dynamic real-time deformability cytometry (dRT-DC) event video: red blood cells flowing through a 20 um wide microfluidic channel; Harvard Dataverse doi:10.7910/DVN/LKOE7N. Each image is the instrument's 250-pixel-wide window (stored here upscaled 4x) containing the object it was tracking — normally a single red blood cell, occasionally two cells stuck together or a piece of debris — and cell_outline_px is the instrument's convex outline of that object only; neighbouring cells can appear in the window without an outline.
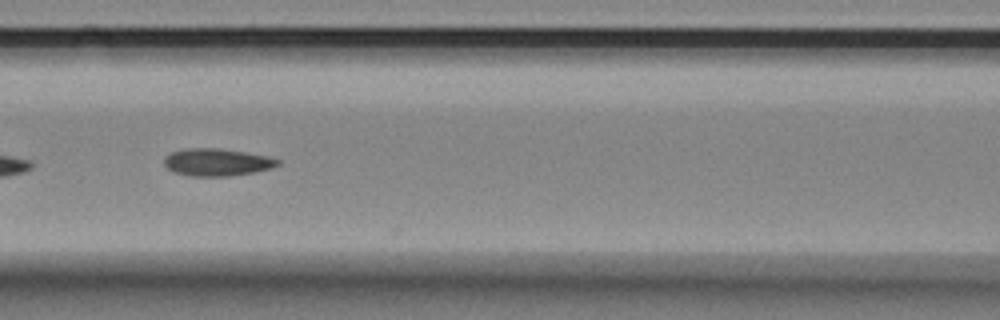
{"species": "Egyptian fruit bat (a non-hibernating species)", "species_latin": "Rousettus aegyptiacus", "temperature_condition": "room temperature", "stored_images_in_passage": 42, "camera_frame_rate_fps": 3000, "um_per_image_px": 0.085, "animal": {"sex": "female"}, "frame": {"image": 1, "passage_image": 15, "time_ms": 4.667, "image_size_px": [1000, 320], "cell_outline_px": [[280, 164], [272, 168], [256, 172], [228, 176], [192, 176], [176, 172], [168, 168], [164, 164], [164, 156], [172, 152], [184, 148], [216, 148], [244, 152], [268, 156], [280, 160]], "centroid_in_image_um": [18.45, 13.78], "position_along_channel_um": 148.1, "area_um2": 18.09}}